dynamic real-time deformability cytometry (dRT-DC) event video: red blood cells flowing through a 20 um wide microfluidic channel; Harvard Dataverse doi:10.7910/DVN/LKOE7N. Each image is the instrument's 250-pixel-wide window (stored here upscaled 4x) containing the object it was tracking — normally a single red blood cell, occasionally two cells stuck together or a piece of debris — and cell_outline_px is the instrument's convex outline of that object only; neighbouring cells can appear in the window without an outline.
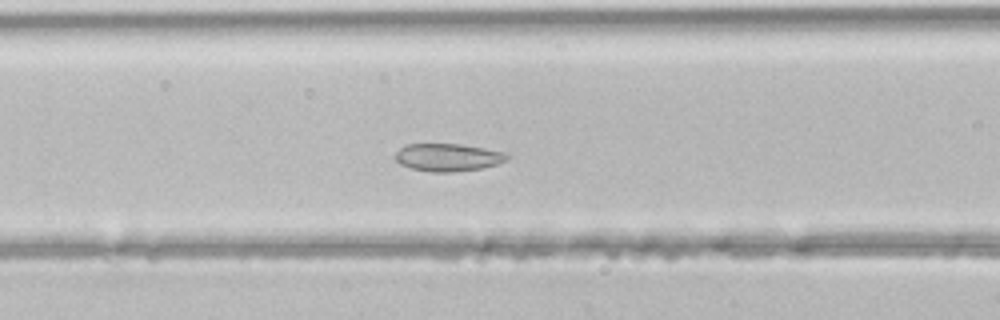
{"species": "common noctule bat (a hibernating species)", "species_latin": "Nyctalus noctula", "temperature_condition": "room temperature", "stored_images_in_passage": 47, "segment_of_instrument_passage": [1, 2], "camera_frame_rate_fps": 3000, "um_per_image_px": 0.085, "animal": {"sex": "male", "body_mass_g": 21.5, "forearm_length_mm": 52.0}, "frame": {"image": 1, "passage_image": 19, "time_ms": 6.0, "image_size_px": [1000, 320], "cell_outline_px": [[508, 160], [496, 164], [480, 168], [452, 172], [432, 172], [412, 168], [400, 164], [396, 160], [396, 152], [400, 148], [408, 144], [460, 144], [484, 148], [504, 152], [508, 156]], "centroid_in_image_um": [38.07, 13.37], "position_along_channel_um": 128.5, "area_um2": 17.8}}
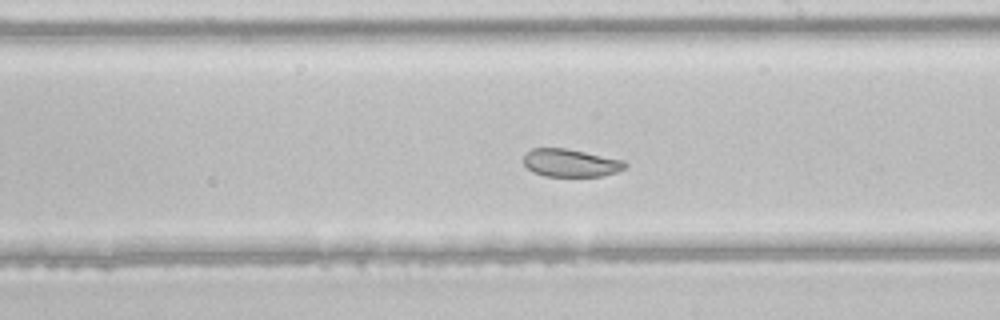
{"frame": {"image": 2, "passage_image": 27, "time_ms": 8.667, "image_size_px": [1000, 320], "cell_outline_px": [[628, 164], [624, 168], [616, 172], [604, 176], [544, 176], [532, 172], [524, 164], [524, 156], [532, 148], [564, 148], [624, 160]], "centroid_in_image_um": [48.5, 13.85], "position_along_channel_um": 240.5, "area_um2": 16.36}}
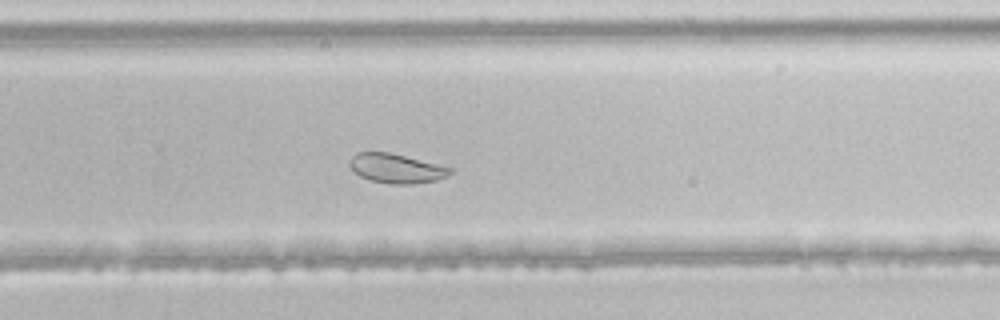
{"frame": {"image": 3, "passage_image": 31, "time_ms": 10.0, "image_size_px": [1000, 320], "cell_outline_px": [[452, 172], [448, 176], [436, 180], [412, 184], [392, 184], [372, 180], [360, 176], [352, 172], [348, 164], [348, 160], [356, 152], [388, 152], [452, 168]], "centroid_in_image_um": [33.63, 14.31], "position_along_channel_um": 296.2, "area_um2": 17.11}}